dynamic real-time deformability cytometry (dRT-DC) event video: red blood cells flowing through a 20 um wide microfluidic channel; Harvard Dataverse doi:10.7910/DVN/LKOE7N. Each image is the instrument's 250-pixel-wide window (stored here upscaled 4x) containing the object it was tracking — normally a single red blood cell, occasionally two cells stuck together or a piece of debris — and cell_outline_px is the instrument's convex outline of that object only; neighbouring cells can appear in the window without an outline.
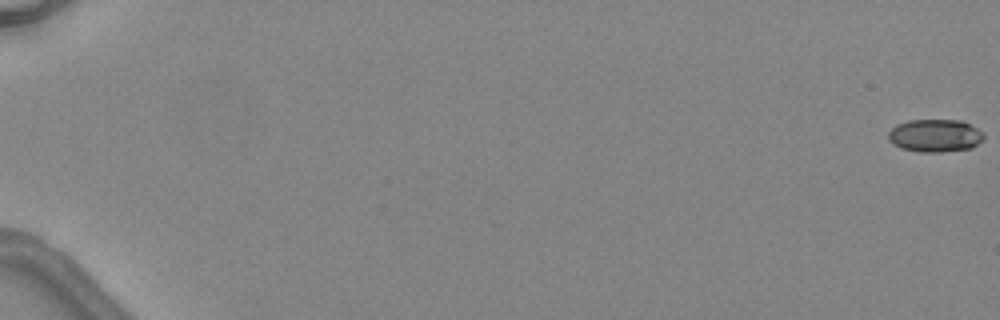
{"species": "common noctule bat (a hibernating species)", "species_latin": "Nyctalus noctula", "temperature_condition": "warm", "stored_images_in_passage": 7, "camera_frame_rate_fps": 3000, "um_per_image_px": 0.085, "animal": {"sex": "female", "body_mass_g": 24.6, "forearm_length_mm": 56.2}, "frame": {"image": 1, "passage_image": 1, "time_ms": 0.0, "image_size_px": [1000, 320], "cell_outline_px": [[984, 140], [972, 148], [940, 152], [920, 152], [900, 148], [888, 140], [888, 132], [896, 124], [908, 120], [960, 120], [984, 132]], "centroid_in_image_um": [79.48, 11.53], "position_along_channel_um": 5.5, "area_um2": 18.38}}
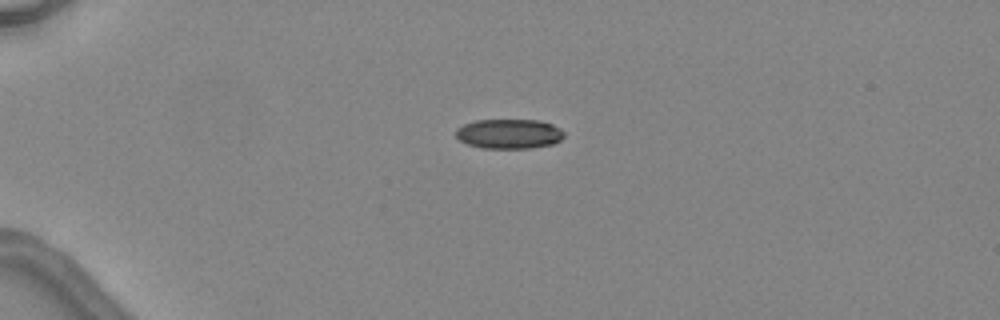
{"frame": {"image": 2, "passage_image": 5, "time_ms": 4.667, "image_size_px": [1000, 320], "cell_outline_px": [[564, 136], [560, 140], [552, 144], [532, 148], [480, 148], [468, 144], [460, 140], [456, 136], [456, 128], [464, 124], [476, 120], [540, 120], [552, 124], [560, 128], [564, 132]], "centroid_in_image_um": [43.27, 11.37], "position_along_channel_um": 41.7, "area_um2": 18.79}}